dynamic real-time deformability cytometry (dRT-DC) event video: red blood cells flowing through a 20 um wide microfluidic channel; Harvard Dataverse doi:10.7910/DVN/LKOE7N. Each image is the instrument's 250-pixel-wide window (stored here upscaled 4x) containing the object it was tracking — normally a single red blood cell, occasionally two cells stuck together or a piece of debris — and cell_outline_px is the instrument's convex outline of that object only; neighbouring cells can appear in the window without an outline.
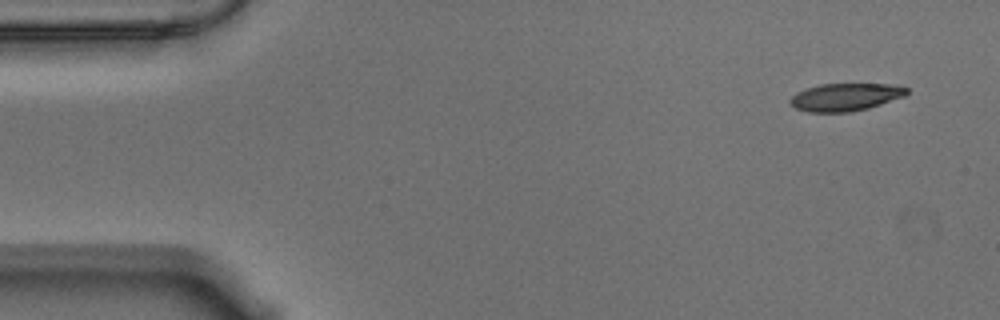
{"species": "Egyptian fruit bat (a non-hibernating species)", "species_latin": "Rousettus aegyptiacus", "temperature_condition": "warm", "stored_images_in_passage": 54, "camera_frame_rate_fps": 3000, "um_per_image_px": 0.085, "animal": {"sex": "male"}, "frame": {"image": 1, "passage_image": 1, "time_ms": 0.0, "image_size_px": [1000, 320], "cell_outline_px": [[908, 92], [904, 96], [868, 108], [848, 112], [808, 112], [796, 108], [788, 100], [796, 92], [804, 88], [820, 84], [892, 84], [908, 88]], "centroid_in_image_um": [71.83, 8.24], "position_along_channel_um": 13.2, "area_um2": 18.73}}
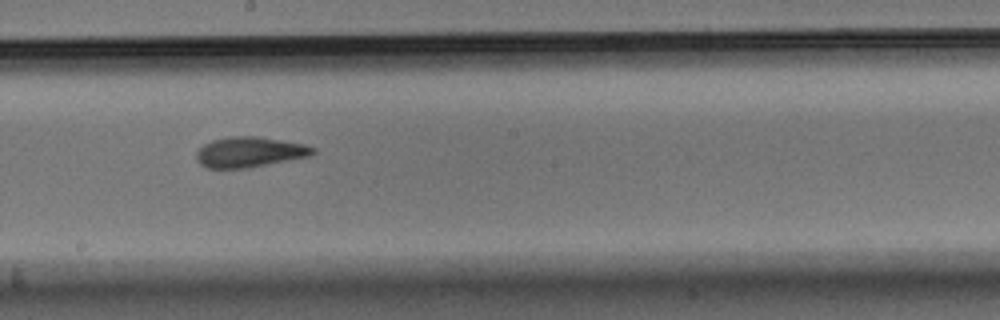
{"frame": {"image": 2, "passage_image": 28, "time_ms": 9.0, "image_size_px": [1000, 320], "cell_outline_px": [[316, 152], [312, 156], [248, 168], [208, 168], [200, 164], [196, 160], [196, 152], [204, 144], [212, 140], [228, 136], [256, 136], [304, 144], [316, 148]], "centroid_in_image_um": [21.23, 12.93], "position_along_channel_um": 227.0, "area_um2": 20.75}}
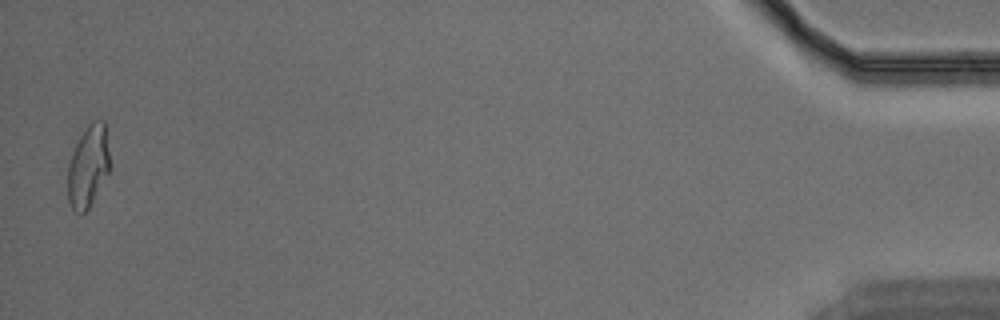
{"frame": {"image": 3, "passage_image": 53, "time_ms": 17.333, "image_size_px": [1000, 320], "cell_outline_px": [[108, 172], [88, 208], [80, 216], [72, 208], [68, 200], [68, 164], [72, 152], [80, 136], [88, 124], [92, 120], [104, 120], [108, 152]], "centroid_in_image_um": [7.46, 14.13], "position_along_channel_um": 427.7, "area_um2": 19.59}, "authors_computed_cell_mechanics": {"area_um2": 20.2589, "velocity_mm_per_s": 3.5511, "shape_relaxation_time_tau1_ms": 7.8149, "shape_relaxation_time_tau2_ms": 1.7649, "deformation_change_tau1": 0.2368, "deformation_change_tau2": 0.0973}}